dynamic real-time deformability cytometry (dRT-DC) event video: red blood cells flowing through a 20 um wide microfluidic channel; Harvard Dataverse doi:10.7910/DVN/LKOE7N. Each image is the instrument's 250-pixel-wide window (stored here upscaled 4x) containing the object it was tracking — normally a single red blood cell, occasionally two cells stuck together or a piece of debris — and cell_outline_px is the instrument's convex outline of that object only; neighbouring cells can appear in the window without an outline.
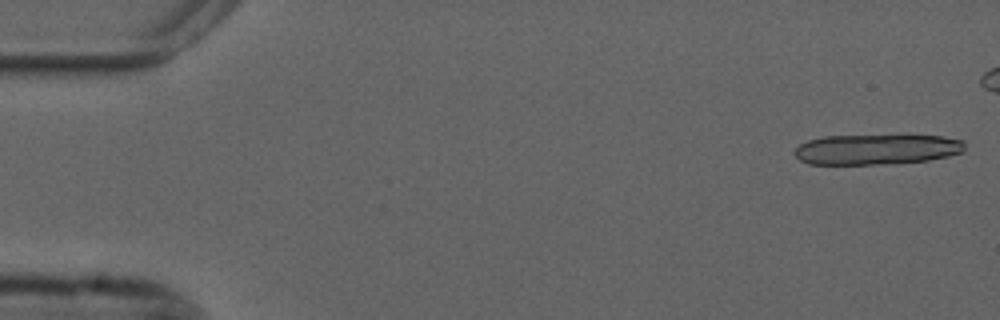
{"species": "common noctule bat (a hibernating species)", "species_latin": "Nyctalus noctula", "temperature_condition": "cold", "stored_images_in_passage": 12, "camera_frame_rate_fps": 3000, "um_per_image_px": 0.085, "animal": {"sex": "male", "forearm_length_mm": 52.5}, "frame": {"image": 1, "passage_image": 1, "time_ms": 0.0, "image_size_px": [1000, 320], "cell_outline_px": [[964, 148], [960, 152], [948, 156], [928, 160], [892, 164], [808, 164], [800, 160], [792, 152], [800, 144], [808, 140], [824, 136], [908, 132], [940, 136], [964, 140]], "centroid_in_image_um": [74.54, 12.64], "position_along_channel_um": 10.5, "area_um2": 31.62}}